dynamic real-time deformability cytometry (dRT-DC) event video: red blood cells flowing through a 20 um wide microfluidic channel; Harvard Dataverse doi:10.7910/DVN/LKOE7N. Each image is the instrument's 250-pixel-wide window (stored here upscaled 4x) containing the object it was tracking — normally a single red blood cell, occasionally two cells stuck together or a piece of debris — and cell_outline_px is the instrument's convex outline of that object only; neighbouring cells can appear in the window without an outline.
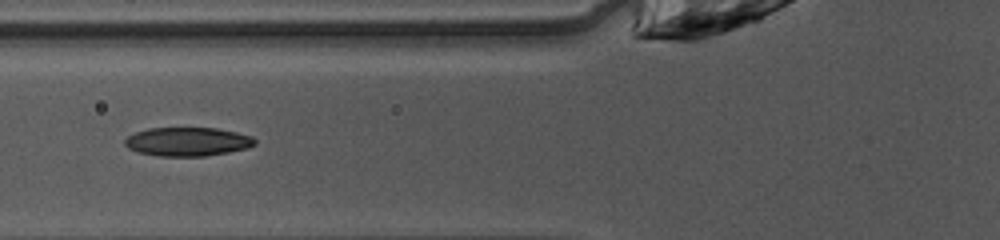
{"species": "common noctule bat (a hibernating species)", "species_latin": "Nyctalus noctula", "temperature_condition": "warm", "stored_images_in_passage": 49, "camera_frame_rate_fps": 3000, "um_per_image_px": 0.085, "animal": {"sex": "female", "body_mass_g": 10.0, "forearm_length_mm": 53.1}, "frame": {"image": 1, "passage_image": 19, "time_ms": 6.0, "image_size_px": [1000, 240], "cell_outline_px": [[256, 144], [248, 148], [228, 152], [204, 156], [160, 156], [140, 152], [128, 148], [124, 144], [124, 140], [128, 136], [136, 132], [148, 128], [216, 128], [236, 132], [252, 136], [256, 140]], "centroid_in_image_um": [15.96, 12.04], "position_along_channel_um": 109.8, "area_um2": 21.73}}
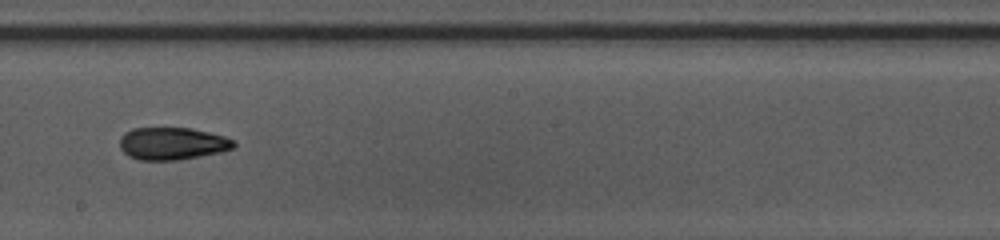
{"frame": {"image": 2, "passage_image": 28, "time_ms": 9.0, "image_size_px": [1000, 240], "cell_outline_px": [[236, 144], [232, 148], [220, 152], [200, 156], [176, 160], [140, 160], [128, 156], [120, 148], [120, 136], [124, 132], [132, 128], [192, 128], [224, 136], [236, 140]], "centroid_in_image_um": [14.63, 12.19], "position_along_channel_um": 233.6, "area_um2": 21.62}}
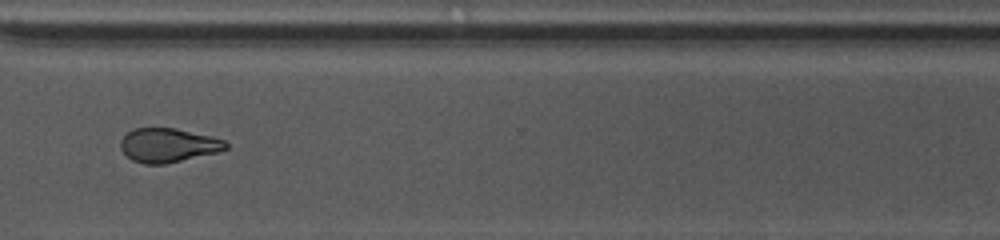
{"frame": {"image": 3, "passage_image": 37, "time_ms": 12.0, "image_size_px": [1000, 240], "cell_outline_px": [[228, 148], [216, 152], [164, 164], [144, 164], [132, 160], [120, 148], [120, 140], [128, 132], [136, 128], [176, 128], [212, 136], [224, 140], [228, 144]], "centroid_in_image_um": [14.28, 12.33], "position_along_channel_um": 356.3, "area_um2": 20.69}, "authors_computed_cell_mechanics": {"area_um2": 21.7328, "velocity_mm_per_s": 4.1072, "shape_relaxation_time_tau1_ms": 6.9056, "shape_relaxation_time_tau2_ms": 3.456, "deformation_change_tau1": 0.1843, "deformation_change_tau2": 0.101}}